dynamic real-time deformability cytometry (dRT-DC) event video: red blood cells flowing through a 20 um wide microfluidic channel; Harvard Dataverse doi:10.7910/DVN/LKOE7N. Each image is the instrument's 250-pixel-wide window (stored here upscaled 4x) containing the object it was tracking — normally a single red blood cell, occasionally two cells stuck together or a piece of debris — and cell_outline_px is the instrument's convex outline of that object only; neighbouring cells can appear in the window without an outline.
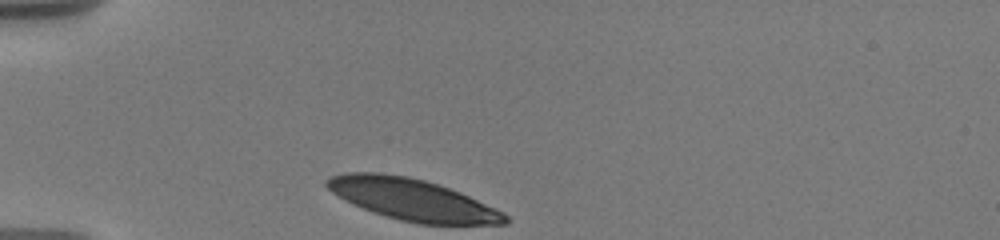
{"species": "human", "species_latin": "Homo sapiens", "temperature_condition": "warm", "stored_images_in_passage": 13, "camera_frame_rate_fps": 3000, "um_per_image_px": 0.085, "donor": {"sex": "male"}, "frame": {"image": 1, "passage_image": 1, "time_ms": 0.0, "image_size_px": [1000, 240], "cell_outline_px": [[508, 224], [420, 224], [400, 220], [372, 212], [332, 192], [324, 184], [324, 180], [332, 176], [344, 172], [376, 172], [408, 176], [424, 180], [460, 192], [496, 208], [504, 212], [508, 216]], "centroid_in_image_um": [35.07, 16.96], "position_along_channel_um": 49.9, "area_um2": 42.77}}
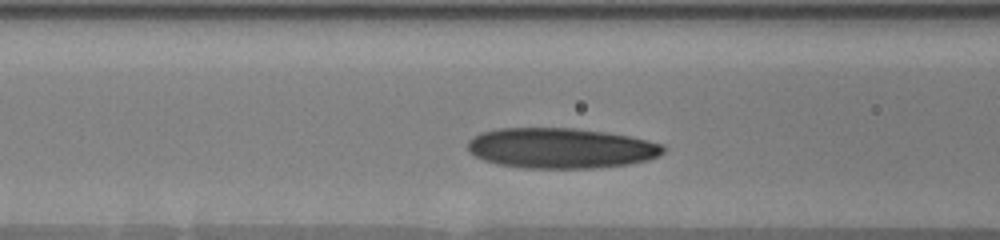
{"frame": {"image": 2, "passage_image": 10, "time_ms": 2.667, "image_size_px": [1000, 240], "cell_outline_px": [[664, 152], [660, 156], [648, 160], [628, 164], [600, 168], [524, 168], [496, 164], [484, 160], [468, 152], [468, 140], [472, 136], [480, 132], [500, 128], [572, 128], [604, 132], [628, 136], [648, 140], [660, 144], [664, 148]], "centroid_in_image_um": [47.64, 12.6], "position_along_channel_um": 119.0, "area_um2": 46.18}}
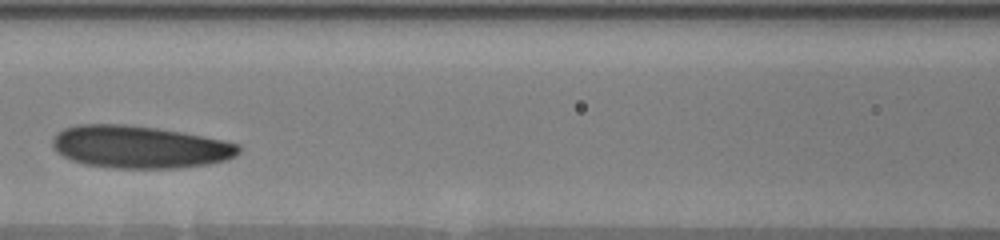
{"frame": {"image": 3, "passage_image": 11, "time_ms": 3.667, "image_size_px": [1000, 240], "cell_outline_px": [[240, 152], [236, 156], [228, 160], [208, 164], [176, 168], [116, 168], [84, 164], [72, 160], [56, 152], [52, 144], [52, 140], [56, 132], [64, 128], [76, 124], [124, 124], [156, 128], [204, 136], [224, 140], [240, 144]], "centroid_in_image_um": [11.87, 12.49], "position_along_channel_um": 154.7, "area_um2": 46.3}}